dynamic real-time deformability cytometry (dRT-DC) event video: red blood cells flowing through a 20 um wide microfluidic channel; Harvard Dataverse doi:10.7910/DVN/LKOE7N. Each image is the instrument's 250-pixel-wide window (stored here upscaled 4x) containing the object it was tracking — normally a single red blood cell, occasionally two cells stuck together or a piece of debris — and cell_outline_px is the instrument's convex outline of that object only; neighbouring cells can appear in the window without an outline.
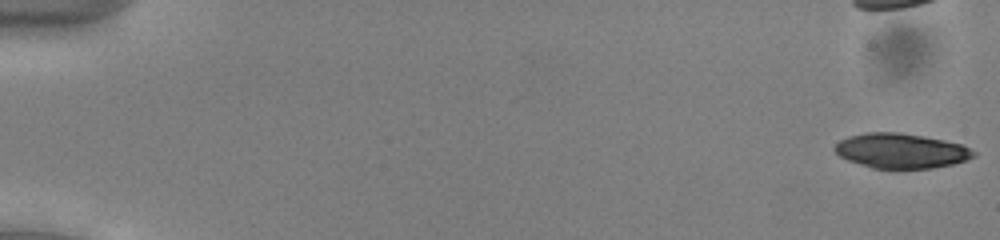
{"species": "common noctule bat (a hibernating species)", "species_latin": "Nyctalus noctula", "temperature_condition": "cold", "stored_images_in_passage": 41, "camera_frame_rate_fps": 3000, "um_per_image_px": 0.085, "animal": {"sex": "male", "body_mass_g": 13.0, "forearm_length_mm": 53.1}, "frame": {"image": 1, "passage_image": 1, "time_ms": 0.0, "image_size_px": [1000, 240], "cell_outline_px": [[976, 156], [952, 164], [932, 168], [896, 172], [872, 168], [848, 160], [840, 156], [832, 148], [840, 140], [848, 136], [868, 132], [896, 132], [924, 136], [944, 140], [960, 144], [976, 152]], "centroid_in_image_um": [76.56, 12.86], "position_along_channel_um": 8.4, "area_um2": 28.84}}